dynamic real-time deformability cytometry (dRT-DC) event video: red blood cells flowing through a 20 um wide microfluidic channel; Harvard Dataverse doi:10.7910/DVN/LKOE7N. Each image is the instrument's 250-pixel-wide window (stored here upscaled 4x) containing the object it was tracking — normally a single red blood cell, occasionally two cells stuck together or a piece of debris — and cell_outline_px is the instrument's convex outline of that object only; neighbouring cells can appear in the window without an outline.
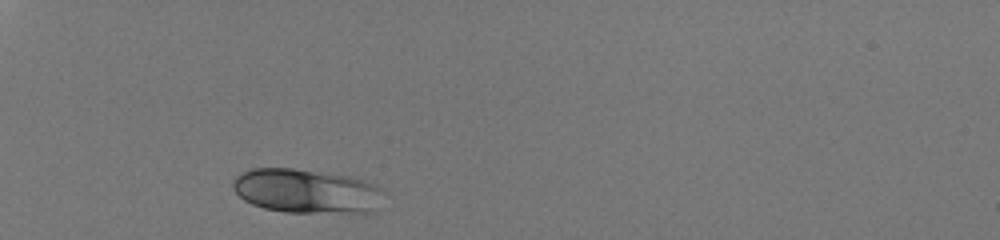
{"species": "human", "species_latin": "Homo sapiens", "temperature_condition": "room temperature", "stored_images_in_passage": 29, "camera_frame_rate_fps": 3000, "um_per_image_px": 0.085, "donor": {"sex": "male"}, "frame": {"image": 1, "passage_image": 1, "time_ms": 0.0, "image_size_px": [1000, 240], "cell_outline_px": [[388, 192], [376, 212], [284, 212], [264, 208], [252, 204], [244, 200], [232, 188], [232, 180], [240, 172], [252, 168], [292, 168], [352, 176], [376, 184]], "centroid_in_image_um": [26.12, 16.24], "position_along_channel_um": 58.9, "area_um2": 39.59}}
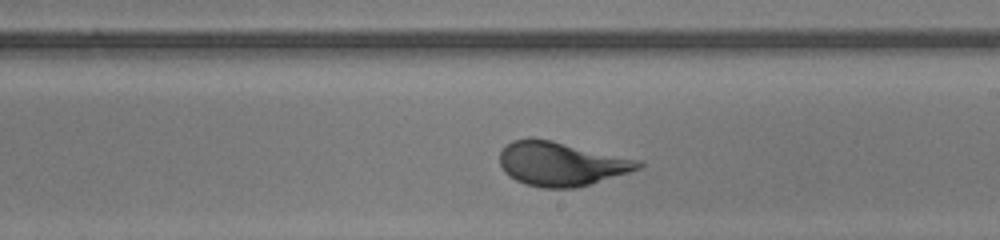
{"frame": {"image": 2, "passage_image": 17, "time_ms": 5.333, "image_size_px": [1000, 240], "cell_outline_px": [[644, 164], [640, 168], [628, 172], [576, 188], [544, 188], [524, 184], [508, 176], [504, 172], [500, 164], [500, 152], [512, 140], [528, 136], [532, 136], [552, 140], [644, 160]], "centroid_in_image_um": [47.7, 13.9], "position_along_channel_um": 241.3, "area_um2": 36.01}}
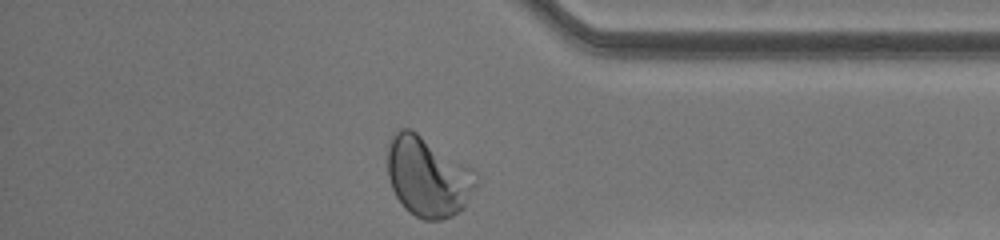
{"frame": {"image": 3, "passage_image": 29, "time_ms": 9.333, "image_size_px": [1000, 240], "cell_outline_px": [[480, 180], [464, 208], [460, 212], [452, 216], [440, 220], [424, 220], [416, 216], [404, 208], [396, 196], [392, 188], [388, 176], [388, 144], [392, 136], [400, 128], [412, 128], [472, 168], [476, 172]], "centroid_in_image_um": [36.4, 15.01], "position_along_channel_um": 398.8, "area_um2": 41.73}, "authors_computed_cell_mechanics": {"area_um2": 36.0094, "velocity_mm_per_s": 4.0708, "shape_relaxation_time_tau1_ms": 2.9521, "shape_relaxation_time_tau2_ms": null, "deformation_change_tau1": 0.1338, "deformation_change_tau2": null}}